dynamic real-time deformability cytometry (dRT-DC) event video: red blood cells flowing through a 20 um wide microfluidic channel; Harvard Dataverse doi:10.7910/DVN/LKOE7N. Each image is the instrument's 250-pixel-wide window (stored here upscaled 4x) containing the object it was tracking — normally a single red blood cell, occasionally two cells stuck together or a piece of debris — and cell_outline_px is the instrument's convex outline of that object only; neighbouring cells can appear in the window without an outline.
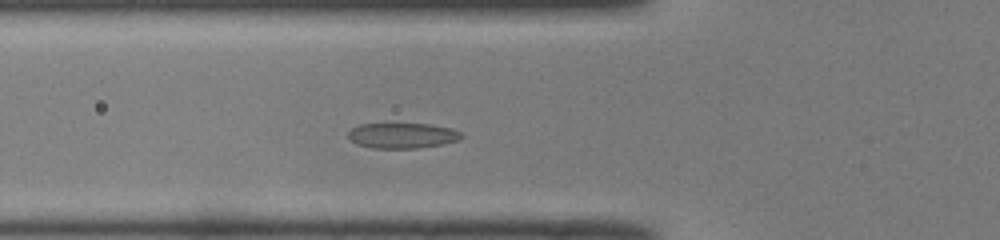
{"species": "common noctule bat (a hibernating species)", "species_latin": "Nyctalus noctula", "temperature_condition": "room temperature", "stored_images_in_passage": 42, "camera_frame_rate_fps": 3000, "um_per_image_px": 0.085, "animal": {"sex": "male", "body_mass_g": 19.0, "forearm_length_mm": 50.8}, "frame": {"image": 1, "passage_image": 10, "time_ms": 3.0, "image_size_px": [1000, 240], "cell_outline_px": [[464, 136], [460, 140], [440, 144], [416, 148], [372, 148], [356, 144], [348, 136], [348, 132], [352, 128], [360, 124], [432, 124], [452, 128], [460, 132]], "centroid_in_image_um": [34.21, 11.52], "position_along_channel_um": 91.6, "area_um2": 16.7}}
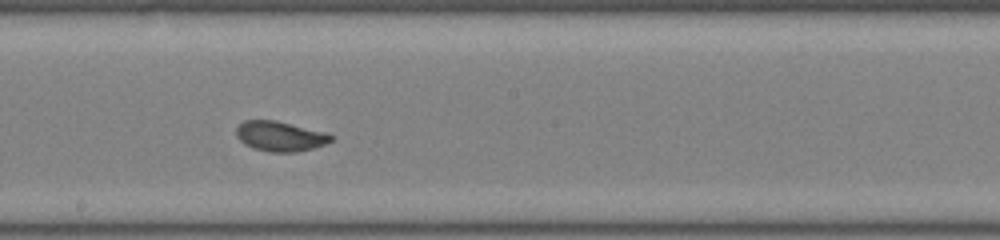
{"frame": {"image": 2, "passage_image": 20, "time_ms": 6.333, "image_size_px": [1000, 240], "cell_outline_px": [[336, 136], [332, 140], [324, 144], [312, 148], [296, 152], [268, 152], [252, 148], [244, 144], [236, 136], [236, 128], [244, 120], [276, 120], [324, 132]], "centroid_in_image_um": [23.79, 11.58], "position_along_channel_um": 224.4, "area_um2": 16.59}}
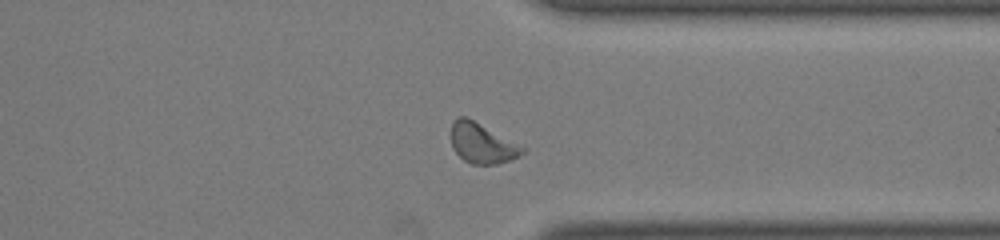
{"frame": {"image": 3, "passage_image": 31, "time_ms": 10.0, "image_size_px": [1000, 240], "cell_outline_px": [[524, 152], [520, 156], [496, 164], [472, 164], [464, 160], [452, 148], [452, 120], [456, 116], [468, 116], [524, 144]], "centroid_in_image_um": [41.02, 12.12], "position_along_channel_um": 370.4, "area_um2": 17.28}, "authors_computed_cell_mechanics": {"area_um2": 16.8776, "velocity_mm_per_s": 3.9817, "shape_relaxation_time_tau1_ms": 2.5045, "shape_relaxation_time_tau2_ms": null, "deformation_change_tau1": 0.1113, "deformation_change_tau2": null}}